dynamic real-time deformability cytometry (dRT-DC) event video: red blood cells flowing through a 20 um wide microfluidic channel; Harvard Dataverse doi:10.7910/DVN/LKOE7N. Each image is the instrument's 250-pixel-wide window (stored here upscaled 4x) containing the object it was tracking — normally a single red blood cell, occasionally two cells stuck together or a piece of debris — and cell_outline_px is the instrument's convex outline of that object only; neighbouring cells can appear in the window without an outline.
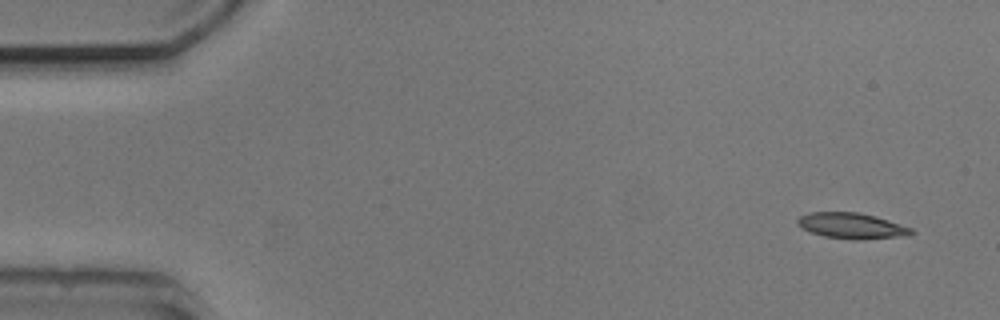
{"species": "common noctule bat (a hibernating species)", "species_latin": "Nyctalus noctula", "temperature_condition": "cold", "stored_images_in_passage": 9, "camera_frame_rate_fps": 3000, "um_per_image_px": 0.085, "animal": {"sex": "male", "body_mass_g": 20.5, "forearm_length_mm": 52.5}, "frame": {"image": 1, "passage_image": 1, "time_ms": 0.0, "image_size_px": [1000, 320], "cell_outline_px": [[916, 232], [908, 236], [860, 240], [852, 240], [824, 236], [800, 228], [796, 224], [796, 220], [800, 216], [808, 212], [860, 212], [876, 216], [912, 228]], "centroid_in_image_um": [72.4, 19.19], "position_along_channel_um": 12.6, "area_um2": 17.4}}
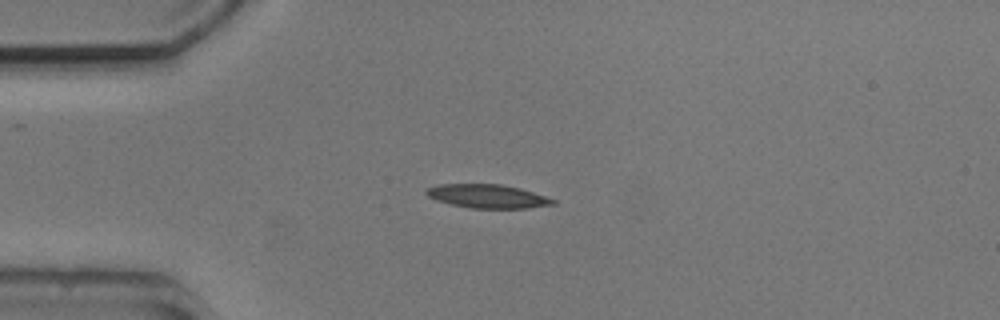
{"frame": {"image": 2, "passage_image": 4, "time_ms": 3.333, "image_size_px": [1000, 320], "cell_outline_px": [[556, 204], [528, 208], [472, 208], [452, 204], [436, 200], [428, 196], [424, 192], [424, 188], [436, 184], [500, 184], [520, 188], [556, 200]], "centroid_in_image_um": [41.4, 16.67], "position_along_channel_um": 43.6, "area_um2": 17.46}}